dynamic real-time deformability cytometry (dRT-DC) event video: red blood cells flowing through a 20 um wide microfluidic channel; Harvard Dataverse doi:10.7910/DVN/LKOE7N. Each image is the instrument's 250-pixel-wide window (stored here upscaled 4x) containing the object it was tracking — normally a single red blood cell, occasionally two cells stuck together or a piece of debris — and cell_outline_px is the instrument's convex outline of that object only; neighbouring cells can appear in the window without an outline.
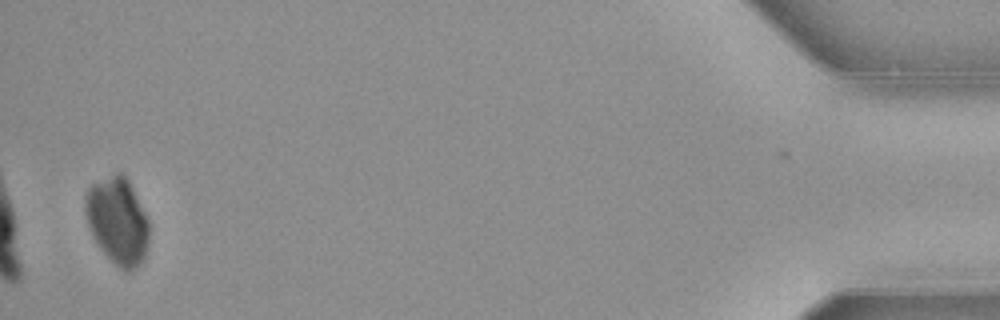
{"species": "common noctule bat (a hibernating species)", "species_latin": "Nyctalus noctula", "temperature_condition": "warm", "stored_images_in_passage": 39, "camera_frame_rate_fps": 3000, "um_per_image_px": 0.085, "animal": {"sex": "female", "body_mass_g": 21.9}, "frame": {"image": 1, "passage_image": 38, "time_ms": 12.333, "image_size_px": [1000, 320], "cell_outline_px": [[148, 244], [144, 260], [132, 272], [124, 272], [100, 248], [88, 224], [84, 208], [84, 196], [88, 188], [92, 184], [116, 172], [120, 172], [128, 180], [148, 220]], "centroid_in_image_um": [9.99, 18.79], "position_along_channel_um": 425.2, "area_um2": 32.02}}